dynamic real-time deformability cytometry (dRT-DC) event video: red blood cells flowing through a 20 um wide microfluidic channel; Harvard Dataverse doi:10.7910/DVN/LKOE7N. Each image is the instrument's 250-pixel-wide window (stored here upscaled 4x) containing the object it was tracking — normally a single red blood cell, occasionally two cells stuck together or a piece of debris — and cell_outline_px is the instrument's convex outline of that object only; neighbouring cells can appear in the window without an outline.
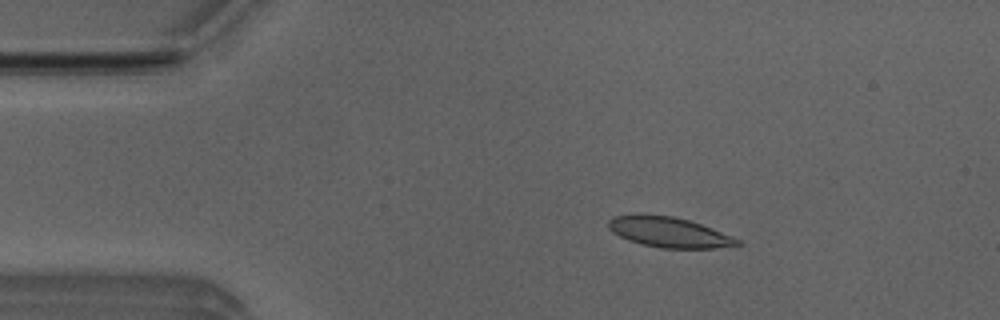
{"species": "Egyptian fruit bat (a non-hibernating species)", "species_latin": "Rousettus aegyptiacus", "temperature_condition": "room temperature", "stored_images_in_passage": 5, "camera_frame_rate_fps": 3000, "um_per_image_px": 0.085, "animal": {"sex": "male"}, "frame": {"image": 1, "passage_image": 2, "time_ms": 0.333, "image_size_px": [1000, 320], "cell_outline_px": [[744, 244], [716, 248], [660, 248], [640, 244], [628, 240], [612, 232], [608, 228], [608, 220], [612, 216], [672, 216], [688, 220], [712, 228], [740, 240]], "centroid_in_image_um": [56.88, 19.77], "position_along_channel_um": 28.1, "area_um2": 22.25}}